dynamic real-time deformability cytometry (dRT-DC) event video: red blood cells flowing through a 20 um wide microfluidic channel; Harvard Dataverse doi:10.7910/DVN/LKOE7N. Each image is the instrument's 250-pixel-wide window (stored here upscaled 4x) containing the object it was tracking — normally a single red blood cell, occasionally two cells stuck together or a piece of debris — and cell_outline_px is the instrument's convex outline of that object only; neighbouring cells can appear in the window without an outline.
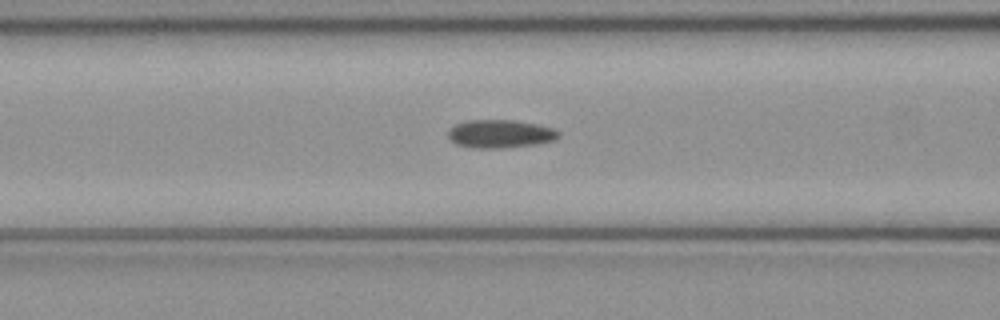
{"species": "common noctule bat (a hibernating species)", "species_latin": "Nyctalus noctula", "temperature_condition": "cold", "stored_images_in_passage": 50, "camera_frame_rate_fps": 3000, "um_per_image_px": 0.085, "animal": {"sex": "female", "body_mass_g": 21.9}, "frame": {"image": 1, "passage_image": 20, "time_ms": 6.333, "image_size_px": [1000, 320], "cell_outline_px": [[560, 136], [556, 140], [536, 144], [504, 148], [472, 148], [456, 144], [448, 140], [448, 128], [456, 124], [468, 120], [512, 120], [536, 124], [552, 128], [560, 132]], "centroid_in_image_um": [42.49, 11.38], "position_along_channel_um": 124.1, "area_um2": 18.32}}
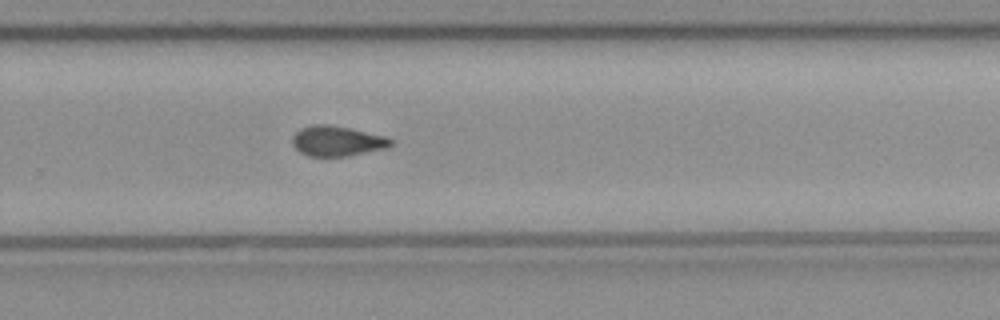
{"frame": {"image": 2, "passage_image": 33, "time_ms": 10.667, "image_size_px": [1000, 320], "cell_outline_px": [[392, 144], [388, 148], [348, 156], [308, 156], [300, 152], [292, 144], [292, 136], [300, 128], [312, 124], [328, 124], [388, 136], [392, 140]], "centroid_in_image_um": [28.66, 11.98], "position_along_channel_um": 301.1, "area_um2": 17.46}}
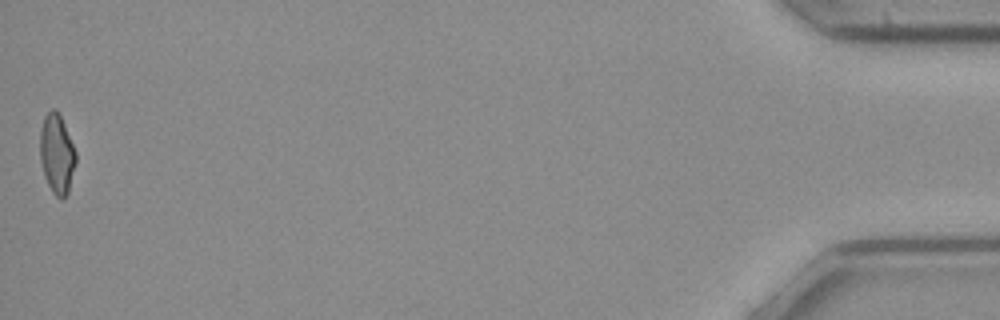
{"frame": {"image": 3, "passage_image": 50, "time_ms": 16.333, "image_size_px": [1000, 320], "cell_outline_px": [[76, 164], [68, 192], [64, 200], [60, 200], [52, 192], [44, 176], [40, 160], [40, 132], [44, 116], [52, 108], [56, 108], [60, 112], [76, 152]], "centroid_in_image_um": [4.84, 13.07], "position_along_channel_um": 430.4, "area_um2": 16.94}, "authors_computed_cell_mechanics": {"area_um2": 17.4845, "velocity_mm_per_s": 4.0842, "shape_relaxation_time_tau1_ms": 8.6316, "shape_relaxation_time_tau2_ms": 2.6448, "deformation_change_tau1": 0.1804, "deformation_change_tau2": 0.0799}}